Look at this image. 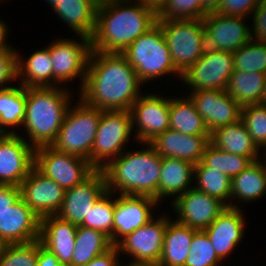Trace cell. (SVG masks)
I'll return each mask as SVG.
<instances>
[{"label":"cell","mask_w":266,"mask_h":266,"mask_svg":"<svg viewBox=\"0 0 266 266\" xmlns=\"http://www.w3.org/2000/svg\"><path fill=\"white\" fill-rule=\"evenodd\" d=\"M241 121L244 123L256 145L266 148V105L261 103L244 106L241 109Z\"/></svg>","instance_id":"41"},{"label":"cell","mask_w":266,"mask_h":266,"mask_svg":"<svg viewBox=\"0 0 266 266\" xmlns=\"http://www.w3.org/2000/svg\"><path fill=\"white\" fill-rule=\"evenodd\" d=\"M36 266H65L59 263L57 257L45 248L38 240V259Z\"/></svg>","instance_id":"48"},{"label":"cell","mask_w":266,"mask_h":266,"mask_svg":"<svg viewBox=\"0 0 266 266\" xmlns=\"http://www.w3.org/2000/svg\"><path fill=\"white\" fill-rule=\"evenodd\" d=\"M35 166V149L19 133L0 134V184L20 187Z\"/></svg>","instance_id":"14"},{"label":"cell","mask_w":266,"mask_h":266,"mask_svg":"<svg viewBox=\"0 0 266 266\" xmlns=\"http://www.w3.org/2000/svg\"><path fill=\"white\" fill-rule=\"evenodd\" d=\"M141 81L122 53L91 51L85 82L78 93L102 111L127 110L141 95Z\"/></svg>","instance_id":"1"},{"label":"cell","mask_w":266,"mask_h":266,"mask_svg":"<svg viewBox=\"0 0 266 266\" xmlns=\"http://www.w3.org/2000/svg\"><path fill=\"white\" fill-rule=\"evenodd\" d=\"M264 152H265V154H264L263 159L265 158L264 160H265V162H266V148H265Z\"/></svg>","instance_id":"54"},{"label":"cell","mask_w":266,"mask_h":266,"mask_svg":"<svg viewBox=\"0 0 266 266\" xmlns=\"http://www.w3.org/2000/svg\"><path fill=\"white\" fill-rule=\"evenodd\" d=\"M168 217L161 258L157 266H184L196 229Z\"/></svg>","instance_id":"30"},{"label":"cell","mask_w":266,"mask_h":266,"mask_svg":"<svg viewBox=\"0 0 266 266\" xmlns=\"http://www.w3.org/2000/svg\"><path fill=\"white\" fill-rule=\"evenodd\" d=\"M222 262L217 256L206 232L204 230H196L184 266H220Z\"/></svg>","instance_id":"39"},{"label":"cell","mask_w":266,"mask_h":266,"mask_svg":"<svg viewBox=\"0 0 266 266\" xmlns=\"http://www.w3.org/2000/svg\"><path fill=\"white\" fill-rule=\"evenodd\" d=\"M134 1L141 3L146 8H149L157 15L162 10L167 0H134Z\"/></svg>","instance_id":"49"},{"label":"cell","mask_w":266,"mask_h":266,"mask_svg":"<svg viewBox=\"0 0 266 266\" xmlns=\"http://www.w3.org/2000/svg\"><path fill=\"white\" fill-rule=\"evenodd\" d=\"M210 142L228 153L248 157L252 162L262 158L261 149L253 141L241 119L234 124L217 128L211 133Z\"/></svg>","instance_id":"29"},{"label":"cell","mask_w":266,"mask_h":266,"mask_svg":"<svg viewBox=\"0 0 266 266\" xmlns=\"http://www.w3.org/2000/svg\"><path fill=\"white\" fill-rule=\"evenodd\" d=\"M21 198L39 219L56 215L62 207L65 190L35 166L20 185Z\"/></svg>","instance_id":"17"},{"label":"cell","mask_w":266,"mask_h":266,"mask_svg":"<svg viewBox=\"0 0 266 266\" xmlns=\"http://www.w3.org/2000/svg\"><path fill=\"white\" fill-rule=\"evenodd\" d=\"M251 15V39L266 42V0H260Z\"/></svg>","instance_id":"45"},{"label":"cell","mask_w":266,"mask_h":266,"mask_svg":"<svg viewBox=\"0 0 266 266\" xmlns=\"http://www.w3.org/2000/svg\"><path fill=\"white\" fill-rule=\"evenodd\" d=\"M20 198V187L0 184V214L10 209Z\"/></svg>","instance_id":"46"},{"label":"cell","mask_w":266,"mask_h":266,"mask_svg":"<svg viewBox=\"0 0 266 266\" xmlns=\"http://www.w3.org/2000/svg\"><path fill=\"white\" fill-rule=\"evenodd\" d=\"M219 1L220 0H200V4L207 13H213L217 11Z\"/></svg>","instance_id":"51"},{"label":"cell","mask_w":266,"mask_h":266,"mask_svg":"<svg viewBox=\"0 0 266 266\" xmlns=\"http://www.w3.org/2000/svg\"><path fill=\"white\" fill-rule=\"evenodd\" d=\"M35 167L64 190L81 184L95 171L85 158L58 151L52 146L35 149Z\"/></svg>","instance_id":"12"},{"label":"cell","mask_w":266,"mask_h":266,"mask_svg":"<svg viewBox=\"0 0 266 266\" xmlns=\"http://www.w3.org/2000/svg\"><path fill=\"white\" fill-rule=\"evenodd\" d=\"M132 116L127 110L102 111L95 142L91 151V166L102 170L126 151L132 133Z\"/></svg>","instance_id":"8"},{"label":"cell","mask_w":266,"mask_h":266,"mask_svg":"<svg viewBox=\"0 0 266 266\" xmlns=\"http://www.w3.org/2000/svg\"><path fill=\"white\" fill-rule=\"evenodd\" d=\"M115 194L106 191L91 208L88 216L79 225L86 228L99 230L109 238L113 236Z\"/></svg>","instance_id":"37"},{"label":"cell","mask_w":266,"mask_h":266,"mask_svg":"<svg viewBox=\"0 0 266 266\" xmlns=\"http://www.w3.org/2000/svg\"><path fill=\"white\" fill-rule=\"evenodd\" d=\"M61 0H46V3L50 5V8H54Z\"/></svg>","instance_id":"52"},{"label":"cell","mask_w":266,"mask_h":266,"mask_svg":"<svg viewBox=\"0 0 266 266\" xmlns=\"http://www.w3.org/2000/svg\"><path fill=\"white\" fill-rule=\"evenodd\" d=\"M163 96L153 93L141 94L132 104L130 109L132 129L137 143L142 145L149 143L157 135L169 129L170 97Z\"/></svg>","instance_id":"13"},{"label":"cell","mask_w":266,"mask_h":266,"mask_svg":"<svg viewBox=\"0 0 266 266\" xmlns=\"http://www.w3.org/2000/svg\"><path fill=\"white\" fill-rule=\"evenodd\" d=\"M100 0H61L52 10L75 35L91 38L96 23V11Z\"/></svg>","instance_id":"26"},{"label":"cell","mask_w":266,"mask_h":266,"mask_svg":"<svg viewBox=\"0 0 266 266\" xmlns=\"http://www.w3.org/2000/svg\"><path fill=\"white\" fill-rule=\"evenodd\" d=\"M194 180L195 189L219 199L230 207L232 180L227 175L205 166L200 161L194 168Z\"/></svg>","instance_id":"35"},{"label":"cell","mask_w":266,"mask_h":266,"mask_svg":"<svg viewBox=\"0 0 266 266\" xmlns=\"http://www.w3.org/2000/svg\"><path fill=\"white\" fill-rule=\"evenodd\" d=\"M211 135H186L171 129L157 135L149 144L161 157L199 163L210 143Z\"/></svg>","instance_id":"23"},{"label":"cell","mask_w":266,"mask_h":266,"mask_svg":"<svg viewBox=\"0 0 266 266\" xmlns=\"http://www.w3.org/2000/svg\"><path fill=\"white\" fill-rule=\"evenodd\" d=\"M112 246L110 238L103 232L77 226L71 266H84Z\"/></svg>","instance_id":"34"},{"label":"cell","mask_w":266,"mask_h":266,"mask_svg":"<svg viewBox=\"0 0 266 266\" xmlns=\"http://www.w3.org/2000/svg\"><path fill=\"white\" fill-rule=\"evenodd\" d=\"M77 225L61 219L58 215H49L40 219V241L52 252L59 263L71 266L75 245Z\"/></svg>","instance_id":"24"},{"label":"cell","mask_w":266,"mask_h":266,"mask_svg":"<svg viewBox=\"0 0 266 266\" xmlns=\"http://www.w3.org/2000/svg\"><path fill=\"white\" fill-rule=\"evenodd\" d=\"M16 50L10 46L0 52V90L11 87L10 83L17 80Z\"/></svg>","instance_id":"43"},{"label":"cell","mask_w":266,"mask_h":266,"mask_svg":"<svg viewBox=\"0 0 266 266\" xmlns=\"http://www.w3.org/2000/svg\"><path fill=\"white\" fill-rule=\"evenodd\" d=\"M114 208L112 245L116 246L134 230L154 218L153 209L159 202L147 196L116 195Z\"/></svg>","instance_id":"18"},{"label":"cell","mask_w":266,"mask_h":266,"mask_svg":"<svg viewBox=\"0 0 266 266\" xmlns=\"http://www.w3.org/2000/svg\"><path fill=\"white\" fill-rule=\"evenodd\" d=\"M156 21L157 15L137 1L100 0L90 38L92 50L122 53Z\"/></svg>","instance_id":"2"},{"label":"cell","mask_w":266,"mask_h":266,"mask_svg":"<svg viewBox=\"0 0 266 266\" xmlns=\"http://www.w3.org/2000/svg\"><path fill=\"white\" fill-rule=\"evenodd\" d=\"M234 70L266 73V42L250 40L233 52Z\"/></svg>","instance_id":"38"},{"label":"cell","mask_w":266,"mask_h":266,"mask_svg":"<svg viewBox=\"0 0 266 266\" xmlns=\"http://www.w3.org/2000/svg\"><path fill=\"white\" fill-rule=\"evenodd\" d=\"M248 18L227 16L217 12L208 13L203 18L206 48L234 52L251 40Z\"/></svg>","instance_id":"15"},{"label":"cell","mask_w":266,"mask_h":266,"mask_svg":"<svg viewBox=\"0 0 266 266\" xmlns=\"http://www.w3.org/2000/svg\"><path fill=\"white\" fill-rule=\"evenodd\" d=\"M201 162L207 167L224 173L231 180L252 163L248 157L223 151L211 142L206 147Z\"/></svg>","instance_id":"36"},{"label":"cell","mask_w":266,"mask_h":266,"mask_svg":"<svg viewBox=\"0 0 266 266\" xmlns=\"http://www.w3.org/2000/svg\"><path fill=\"white\" fill-rule=\"evenodd\" d=\"M188 96L210 134L217 128L238 122L241 118L242 107L226 90H196L191 91Z\"/></svg>","instance_id":"19"},{"label":"cell","mask_w":266,"mask_h":266,"mask_svg":"<svg viewBox=\"0 0 266 266\" xmlns=\"http://www.w3.org/2000/svg\"><path fill=\"white\" fill-rule=\"evenodd\" d=\"M106 191V179L103 171L95 170L81 184L65 190L61 210L56 215L79 226Z\"/></svg>","instance_id":"20"},{"label":"cell","mask_w":266,"mask_h":266,"mask_svg":"<svg viewBox=\"0 0 266 266\" xmlns=\"http://www.w3.org/2000/svg\"><path fill=\"white\" fill-rule=\"evenodd\" d=\"M169 129L186 135H211L188 95L170 98Z\"/></svg>","instance_id":"33"},{"label":"cell","mask_w":266,"mask_h":266,"mask_svg":"<svg viewBox=\"0 0 266 266\" xmlns=\"http://www.w3.org/2000/svg\"><path fill=\"white\" fill-rule=\"evenodd\" d=\"M261 104L266 105V79H265V86H264V91H263V97L261 100Z\"/></svg>","instance_id":"53"},{"label":"cell","mask_w":266,"mask_h":266,"mask_svg":"<svg viewBox=\"0 0 266 266\" xmlns=\"http://www.w3.org/2000/svg\"><path fill=\"white\" fill-rule=\"evenodd\" d=\"M208 13L202 8L200 0H167L157 14L161 20L203 19Z\"/></svg>","instance_id":"42"},{"label":"cell","mask_w":266,"mask_h":266,"mask_svg":"<svg viewBox=\"0 0 266 266\" xmlns=\"http://www.w3.org/2000/svg\"><path fill=\"white\" fill-rule=\"evenodd\" d=\"M167 214L151 219L134 230L116 246L119 253L130 256L124 266H157L162 255L164 233L168 224ZM132 257V258H131ZM131 262V263H130Z\"/></svg>","instance_id":"10"},{"label":"cell","mask_w":266,"mask_h":266,"mask_svg":"<svg viewBox=\"0 0 266 266\" xmlns=\"http://www.w3.org/2000/svg\"><path fill=\"white\" fill-rule=\"evenodd\" d=\"M76 39L61 38L49 43V51L53 66V86H62L67 82L80 79V91L83 88L88 60L92 51L91 40L87 36L78 35ZM81 40V41H80Z\"/></svg>","instance_id":"9"},{"label":"cell","mask_w":266,"mask_h":266,"mask_svg":"<svg viewBox=\"0 0 266 266\" xmlns=\"http://www.w3.org/2000/svg\"><path fill=\"white\" fill-rule=\"evenodd\" d=\"M243 209L227 207L204 231L217 256L226 260L245 236Z\"/></svg>","instance_id":"22"},{"label":"cell","mask_w":266,"mask_h":266,"mask_svg":"<svg viewBox=\"0 0 266 266\" xmlns=\"http://www.w3.org/2000/svg\"><path fill=\"white\" fill-rule=\"evenodd\" d=\"M233 71V52L206 48L205 53L181 74L180 80L191 91L226 90Z\"/></svg>","instance_id":"11"},{"label":"cell","mask_w":266,"mask_h":266,"mask_svg":"<svg viewBox=\"0 0 266 266\" xmlns=\"http://www.w3.org/2000/svg\"><path fill=\"white\" fill-rule=\"evenodd\" d=\"M260 0H220L217 13L227 16H242L250 19V15L259 5Z\"/></svg>","instance_id":"44"},{"label":"cell","mask_w":266,"mask_h":266,"mask_svg":"<svg viewBox=\"0 0 266 266\" xmlns=\"http://www.w3.org/2000/svg\"><path fill=\"white\" fill-rule=\"evenodd\" d=\"M161 27L175 68L182 74L206 51L203 19L161 20Z\"/></svg>","instance_id":"7"},{"label":"cell","mask_w":266,"mask_h":266,"mask_svg":"<svg viewBox=\"0 0 266 266\" xmlns=\"http://www.w3.org/2000/svg\"><path fill=\"white\" fill-rule=\"evenodd\" d=\"M262 159L252 162L232 179L231 199L233 201L230 203L231 208H240L241 206H238V204L241 205L240 202H254L265 196L266 162Z\"/></svg>","instance_id":"27"},{"label":"cell","mask_w":266,"mask_h":266,"mask_svg":"<svg viewBox=\"0 0 266 266\" xmlns=\"http://www.w3.org/2000/svg\"><path fill=\"white\" fill-rule=\"evenodd\" d=\"M38 240L0 246V266H36Z\"/></svg>","instance_id":"40"},{"label":"cell","mask_w":266,"mask_h":266,"mask_svg":"<svg viewBox=\"0 0 266 266\" xmlns=\"http://www.w3.org/2000/svg\"><path fill=\"white\" fill-rule=\"evenodd\" d=\"M195 165L177 158L162 157L159 177L158 202L164 198L172 197L173 201L194 184ZM193 185V186H191ZM161 201V202H160Z\"/></svg>","instance_id":"25"},{"label":"cell","mask_w":266,"mask_h":266,"mask_svg":"<svg viewBox=\"0 0 266 266\" xmlns=\"http://www.w3.org/2000/svg\"><path fill=\"white\" fill-rule=\"evenodd\" d=\"M144 145L146 149L124 151L102 169L108 192L158 201L162 157L149 143Z\"/></svg>","instance_id":"3"},{"label":"cell","mask_w":266,"mask_h":266,"mask_svg":"<svg viewBox=\"0 0 266 266\" xmlns=\"http://www.w3.org/2000/svg\"><path fill=\"white\" fill-rule=\"evenodd\" d=\"M73 105L69 107L56 141L51 146L58 151L85 158L91 165V151L101 110L87 105L81 98Z\"/></svg>","instance_id":"6"},{"label":"cell","mask_w":266,"mask_h":266,"mask_svg":"<svg viewBox=\"0 0 266 266\" xmlns=\"http://www.w3.org/2000/svg\"><path fill=\"white\" fill-rule=\"evenodd\" d=\"M8 25H6L4 20H0V52L3 50H6L10 47V45H8L7 39L8 38ZM7 36V37H6Z\"/></svg>","instance_id":"50"},{"label":"cell","mask_w":266,"mask_h":266,"mask_svg":"<svg viewBox=\"0 0 266 266\" xmlns=\"http://www.w3.org/2000/svg\"><path fill=\"white\" fill-rule=\"evenodd\" d=\"M40 239V219L20 198L0 214V244L28 243Z\"/></svg>","instance_id":"21"},{"label":"cell","mask_w":266,"mask_h":266,"mask_svg":"<svg viewBox=\"0 0 266 266\" xmlns=\"http://www.w3.org/2000/svg\"><path fill=\"white\" fill-rule=\"evenodd\" d=\"M176 221L196 230H205L227 208L219 199L194 187L171 200Z\"/></svg>","instance_id":"16"},{"label":"cell","mask_w":266,"mask_h":266,"mask_svg":"<svg viewBox=\"0 0 266 266\" xmlns=\"http://www.w3.org/2000/svg\"><path fill=\"white\" fill-rule=\"evenodd\" d=\"M67 87H26L24 138L34 149L51 146L58 136L73 97ZM29 140V141H28Z\"/></svg>","instance_id":"4"},{"label":"cell","mask_w":266,"mask_h":266,"mask_svg":"<svg viewBox=\"0 0 266 266\" xmlns=\"http://www.w3.org/2000/svg\"><path fill=\"white\" fill-rule=\"evenodd\" d=\"M16 54L17 82L19 81L20 85L24 87L53 86V66L49 44L44 49H37L28 58L23 59L18 51Z\"/></svg>","instance_id":"28"},{"label":"cell","mask_w":266,"mask_h":266,"mask_svg":"<svg viewBox=\"0 0 266 266\" xmlns=\"http://www.w3.org/2000/svg\"><path fill=\"white\" fill-rule=\"evenodd\" d=\"M122 54L135 69L142 85L170 74L181 79V73L173 65L163 31L157 23L133 41Z\"/></svg>","instance_id":"5"},{"label":"cell","mask_w":266,"mask_h":266,"mask_svg":"<svg viewBox=\"0 0 266 266\" xmlns=\"http://www.w3.org/2000/svg\"><path fill=\"white\" fill-rule=\"evenodd\" d=\"M266 73L234 70L226 92L241 106L261 103L265 86Z\"/></svg>","instance_id":"31"},{"label":"cell","mask_w":266,"mask_h":266,"mask_svg":"<svg viewBox=\"0 0 266 266\" xmlns=\"http://www.w3.org/2000/svg\"><path fill=\"white\" fill-rule=\"evenodd\" d=\"M18 85L0 90V134H16V127L22 128L26 112V87Z\"/></svg>","instance_id":"32"},{"label":"cell","mask_w":266,"mask_h":266,"mask_svg":"<svg viewBox=\"0 0 266 266\" xmlns=\"http://www.w3.org/2000/svg\"><path fill=\"white\" fill-rule=\"evenodd\" d=\"M119 256L120 253L118 251L117 246L113 245L106 252L96 256L84 266H124L123 263L119 262Z\"/></svg>","instance_id":"47"}]
</instances>
